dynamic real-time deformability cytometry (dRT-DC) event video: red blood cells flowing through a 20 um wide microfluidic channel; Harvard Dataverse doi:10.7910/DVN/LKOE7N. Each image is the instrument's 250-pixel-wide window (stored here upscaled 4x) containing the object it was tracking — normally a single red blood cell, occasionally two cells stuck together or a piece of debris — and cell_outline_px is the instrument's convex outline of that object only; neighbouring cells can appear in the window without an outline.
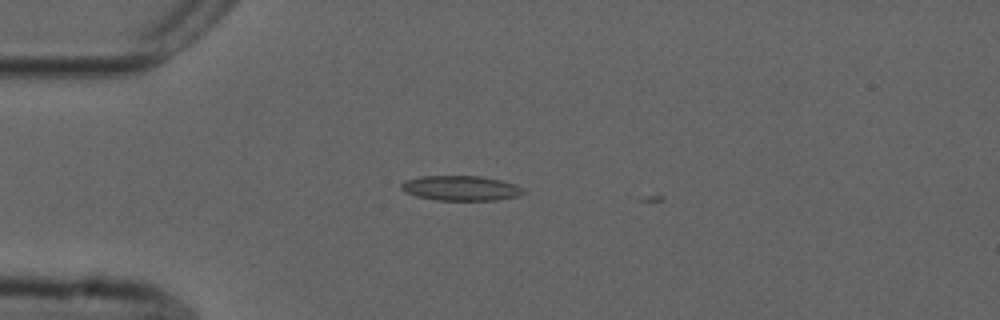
{"species": "common noctule bat (a hibernating species)", "species_latin": "Nyctalus noctula", "temperature_condition": "cold", "stored_images_in_passage": 2, "camera_frame_rate_fps": 3000, "um_per_image_px": 0.085, "animal": {"sex": "male", "forearm_length_mm": 52.5}, "frame": {"image": 1, "passage_image": 1, "time_ms": 0.0, "image_size_px": [1000, 320], "cell_outline_px": [[528, 192], [520, 196], [496, 200], [436, 200], [416, 196], [404, 192], [400, 188], [400, 184], [404, 180], [420, 176], [480, 176], [500, 180], [516, 184], [524, 188]], "centroid_in_image_um": [39.19, 15.99], "position_along_channel_um": 45.8, "area_um2": 18.03}}